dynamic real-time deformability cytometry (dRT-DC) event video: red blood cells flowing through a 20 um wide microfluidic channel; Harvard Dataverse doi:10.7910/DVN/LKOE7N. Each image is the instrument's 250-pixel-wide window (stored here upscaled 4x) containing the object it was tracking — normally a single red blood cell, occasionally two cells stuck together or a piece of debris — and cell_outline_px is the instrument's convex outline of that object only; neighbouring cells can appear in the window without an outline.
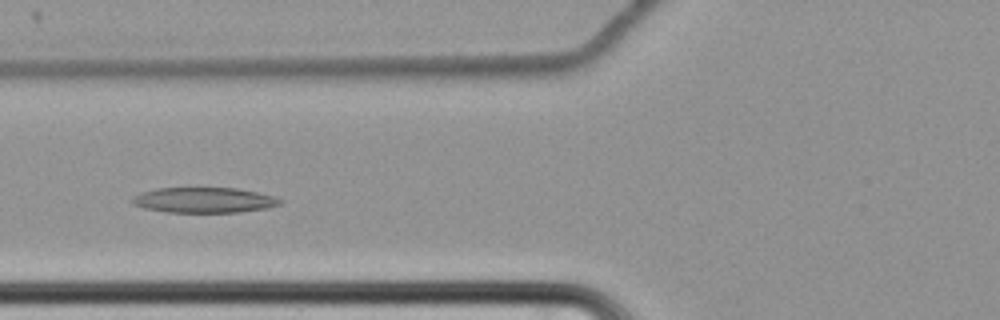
{"species": "common noctule bat (a hibernating species)", "species_latin": "Nyctalus noctula", "temperature_condition": "cold", "stored_images_in_passage": 60, "camera_frame_rate_fps": 3000, "um_per_image_px": 0.085, "animal": {"sex": "female", "body_mass_g": 22.7, "forearm_length_mm": 54.2}, "frame": {"image": 1, "passage_image": 24, "time_ms": 7.667, "image_size_px": [1000, 320], "cell_outline_px": [[284, 200], [280, 204], [264, 208], [240, 212], [164, 212], [144, 208], [132, 204], [128, 200], [132, 196], [156, 188], [236, 188], [256, 192], [272, 196]], "centroid_in_image_um": [17.27, 17.01], "position_along_channel_um": 108.5, "area_um2": 21.79}}
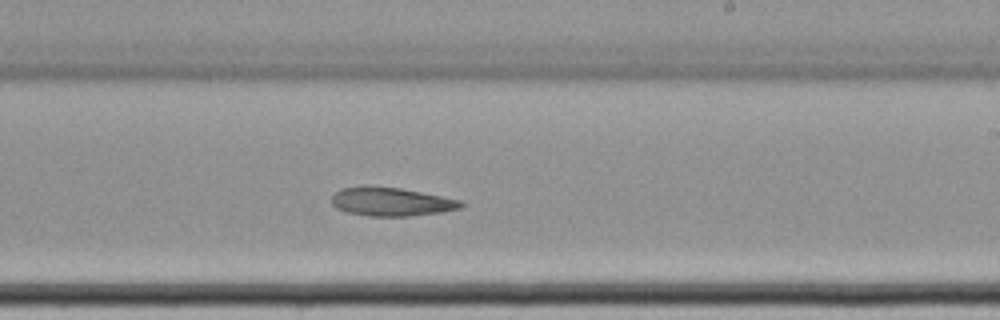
{"frame": {"image": 2, "passage_image": 37, "time_ms": 12.0, "image_size_px": [1000, 320], "cell_outline_px": [[464, 204], [460, 208], [440, 212], [408, 216], [368, 216], [348, 212], [336, 208], [332, 204], [332, 196], [340, 188], [364, 184], [400, 188], [460, 200]], "centroid_in_image_um": [33.18, 17.12], "position_along_channel_um": 255.8, "area_um2": 21.62}}
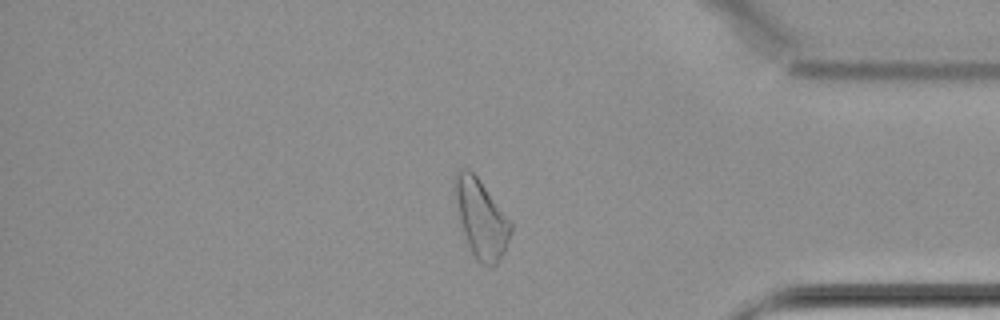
{"frame": {"image": 3, "passage_image": 51, "time_ms": 16.667, "image_size_px": [1000, 320], "cell_outline_px": [[512, 232], [504, 252], [500, 260], [496, 264], [484, 264], [476, 260], [468, 244], [460, 220], [452, 184], [456, 172], [460, 168], [468, 168], [480, 180], [512, 224]], "centroid_in_image_um": [40.88, 18.54], "position_along_channel_um": 394.3, "area_um2": 25.09}}